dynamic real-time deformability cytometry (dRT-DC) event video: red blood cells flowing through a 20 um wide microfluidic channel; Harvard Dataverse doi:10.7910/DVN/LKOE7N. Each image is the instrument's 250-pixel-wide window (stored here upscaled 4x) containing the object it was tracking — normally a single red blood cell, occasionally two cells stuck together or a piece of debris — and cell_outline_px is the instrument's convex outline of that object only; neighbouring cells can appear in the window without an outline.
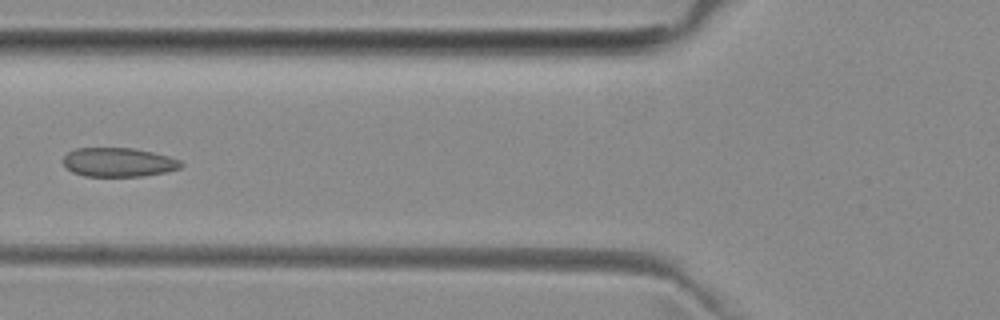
{"species": "common noctule bat (a hibernating species)", "species_latin": "Nyctalus noctula", "temperature_condition": "room temperature", "stored_images_in_passage": 2, "camera_frame_rate_fps": 3000, "um_per_image_px": 0.085, "animal": {"sex": "female", "body_mass_g": 29.2, "forearm_length_mm": 56.3}, "frame": {"image": 1, "passage_image": 2, "time_ms": 1.0, "image_size_px": [1000, 320], "cell_outline_px": [[184, 164], [180, 168], [164, 172], [144, 176], [84, 176], [72, 172], [64, 164], [64, 156], [68, 152], [76, 148], [132, 148], [152, 152], [168, 156], [180, 160]], "centroid_in_image_um": [10.07, 13.79], "position_along_channel_um": 115.7, "area_um2": 19.83}}